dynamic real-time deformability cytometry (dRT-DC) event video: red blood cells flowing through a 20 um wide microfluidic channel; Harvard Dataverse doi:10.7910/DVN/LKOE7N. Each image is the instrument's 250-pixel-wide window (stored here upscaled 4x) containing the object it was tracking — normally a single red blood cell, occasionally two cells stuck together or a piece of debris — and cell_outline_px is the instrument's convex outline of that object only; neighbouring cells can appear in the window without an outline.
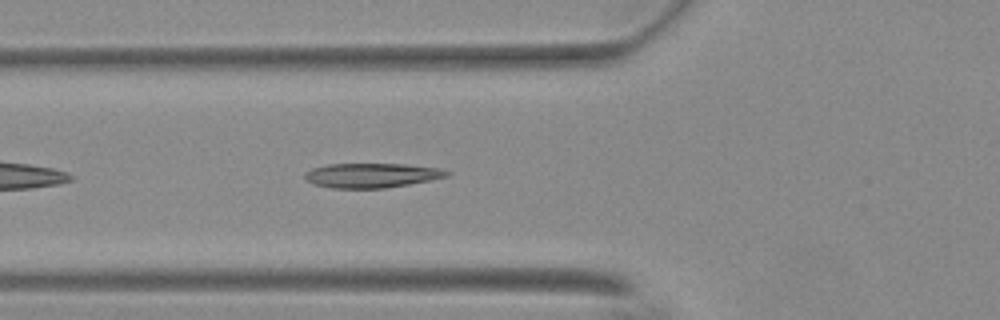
{"species": "Egyptian fruit bat (a non-hibernating species)", "species_latin": "Rousettus aegyptiacus", "temperature_condition": "warm", "stored_images_in_passage": 41, "camera_frame_rate_fps": 3000, "um_per_image_px": 0.085, "animal": {"sex": "female"}, "frame": {"image": 1, "passage_image": 5, "time_ms": 1.333, "image_size_px": [1000, 320], "cell_outline_px": [[452, 172], [448, 176], [408, 184], [384, 188], [332, 188], [312, 184], [304, 176], [304, 172], [312, 168], [328, 164], [404, 164], [440, 168]], "centroid_in_image_um": [31.57, 14.9], "position_along_channel_um": 94.2, "area_um2": 20.23}}
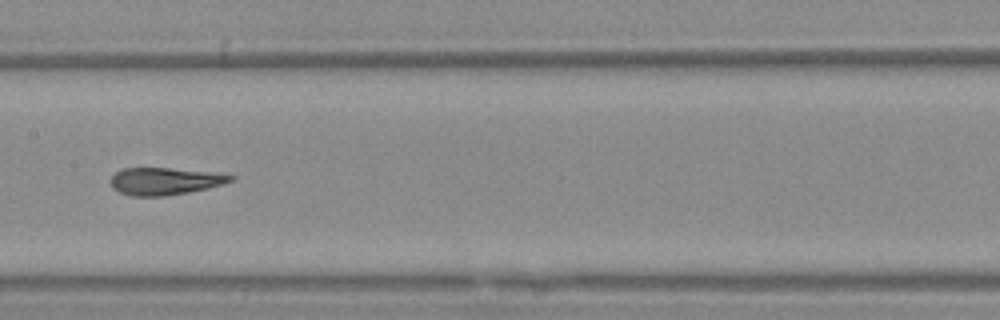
{"frame": {"image": 2, "passage_image": 13, "time_ms": 4.0, "image_size_px": [1000, 320], "cell_outline_px": [[236, 176], [232, 180], [208, 188], [188, 192], [164, 196], [132, 196], [120, 192], [112, 188], [108, 180], [116, 172], [124, 168], [168, 168], [212, 172]], "centroid_in_image_um": [13.95, 15.4], "position_along_channel_um": 193.4, "area_um2": 18.96}}
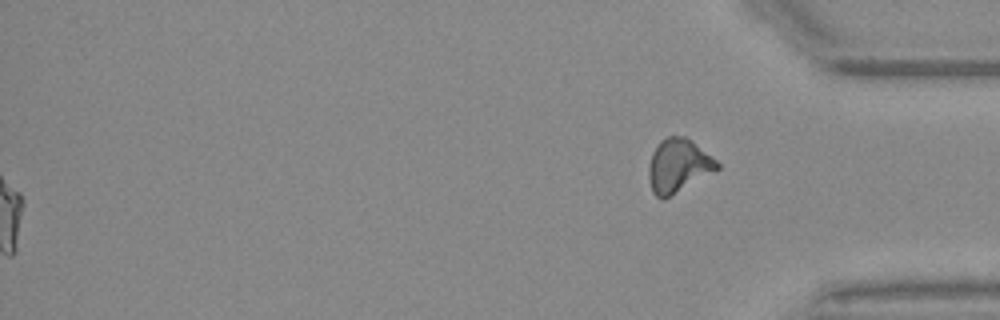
{"frame": {"image": 3, "passage_image": 41, "time_ms": 13.333, "image_size_px": [1000, 320], "cell_outline_px": [[720, 168], [716, 172], [664, 200], [660, 200], [652, 192], [648, 180], [648, 168], [652, 152], [660, 140], [668, 136], [684, 136], [692, 140], [716, 160], [720, 164]], "centroid_in_image_um": [57.65, 14.11], "position_along_channel_um": 377.5, "area_um2": 21.85}, "authors_computed_cell_mechanics": {"area_um2": 19.7098, "velocity_mm_per_s": 3.7131, "shape_relaxation_time_tau1_ms": 10.3411, "shape_relaxation_time_tau2_ms": 1.4216, "deformation_change_tau1": 0.3485, "deformation_change_tau2": 0.0835}}